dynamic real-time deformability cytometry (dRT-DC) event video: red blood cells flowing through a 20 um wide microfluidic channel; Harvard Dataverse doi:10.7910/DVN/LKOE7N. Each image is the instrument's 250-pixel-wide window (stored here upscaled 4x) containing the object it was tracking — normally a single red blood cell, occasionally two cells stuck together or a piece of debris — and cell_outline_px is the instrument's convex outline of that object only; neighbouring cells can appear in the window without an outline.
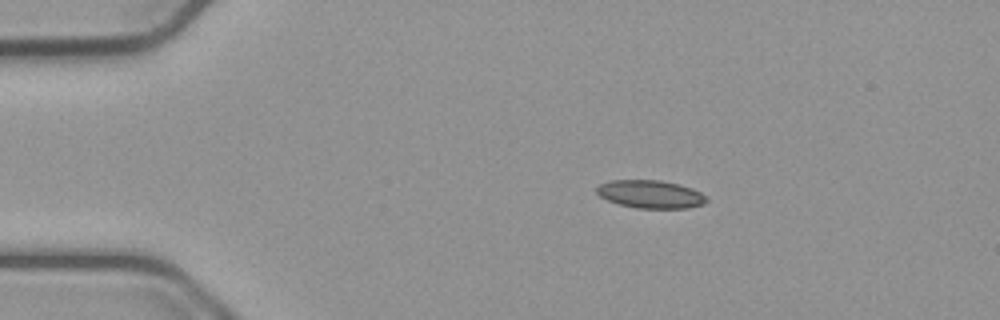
{"species": "common noctule bat (a hibernating species)", "species_latin": "Nyctalus noctula", "temperature_condition": "cold", "stored_images_in_passage": 45, "camera_frame_rate_fps": 3000, "um_per_image_px": 0.085, "animal": {"sex": "male", "body_mass_g": 23.1, "forearm_length_mm": 52.7}, "frame": {"image": 1, "passage_image": 1, "time_ms": 0.0, "image_size_px": [1000, 320], "cell_outline_px": [[708, 200], [704, 204], [688, 208], [636, 208], [620, 204], [608, 200], [600, 196], [596, 192], [596, 188], [600, 184], [612, 180], [660, 180], [680, 184], [692, 188], [700, 192]], "centroid_in_image_um": [55.3, 16.5], "position_along_channel_um": 29.7, "area_um2": 17.86}}
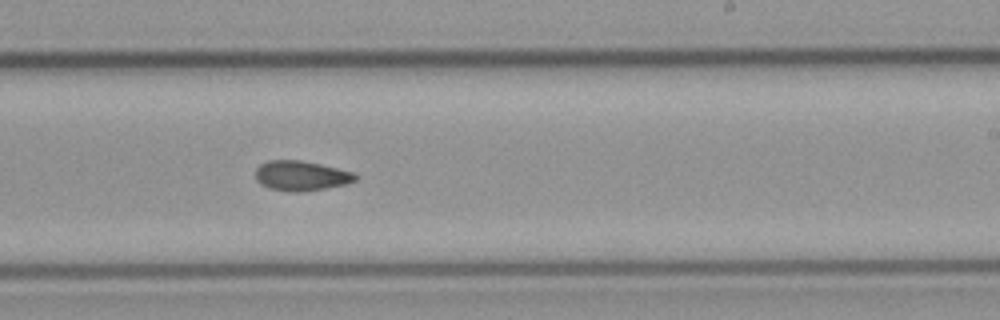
{"frame": {"image": 2, "passage_image": 24, "time_ms": 7.667, "image_size_px": [1000, 320], "cell_outline_px": [[356, 180], [344, 184], [304, 192], [292, 192], [268, 188], [260, 184], [256, 180], [256, 168], [260, 164], [268, 160], [300, 160], [320, 164], [352, 172], [356, 176]], "centroid_in_image_um": [25.53, 14.94], "position_along_channel_um": 263.5, "area_um2": 17.28}}
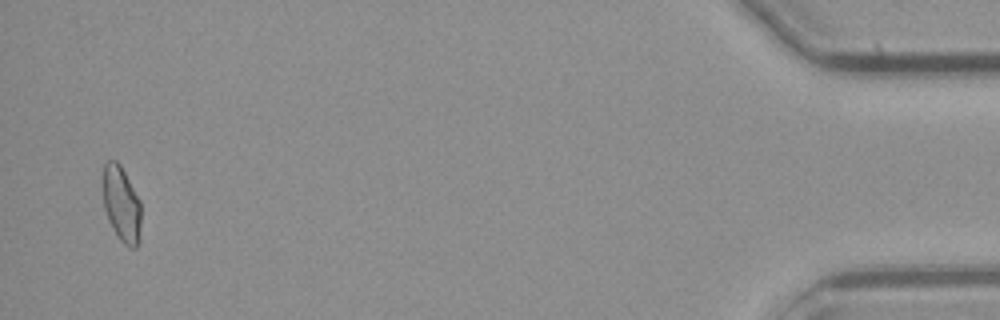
{"frame": {"image": 3, "passage_image": 44, "time_ms": 14.333, "image_size_px": [1000, 320], "cell_outline_px": [[140, 240], [136, 248], [128, 248], [116, 236], [108, 220], [104, 208], [100, 188], [100, 184], [104, 164], [108, 160], [116, 160], [120, 164], [140, 200]], "centroid_in_image_um": [10.28, 17.33], "position_along_channel_um": 424.9, "area_um2": 17.51}, "authors_computed_cell_mechanics": {"area_um2": 17.34, "velocity_mm_per_s": 3.7738, "shape_relaxation_time_tau1_ms": null, "shape_relaxation_time_tau2_ms": 3.8016, "deformation_change_tau1": null, "deformation_change_tau2": 0.093}}